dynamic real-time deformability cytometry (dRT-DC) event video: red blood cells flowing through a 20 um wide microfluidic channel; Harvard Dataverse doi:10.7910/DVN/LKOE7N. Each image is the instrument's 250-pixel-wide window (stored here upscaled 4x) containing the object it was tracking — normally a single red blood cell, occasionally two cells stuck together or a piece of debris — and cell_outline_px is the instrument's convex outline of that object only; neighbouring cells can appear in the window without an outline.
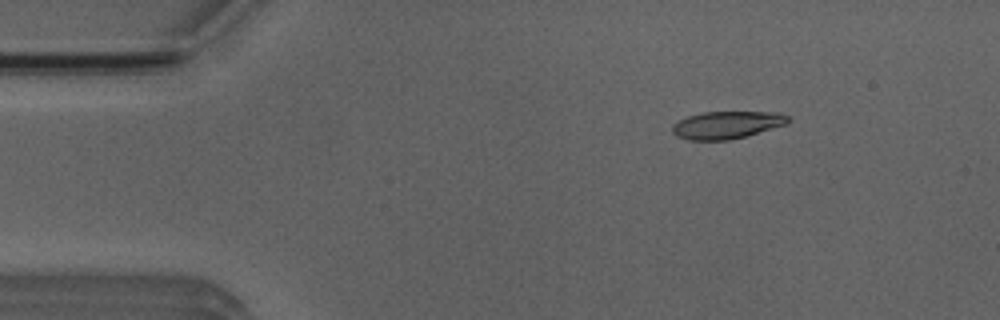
{"species": "Egyptian fruit bat (a non-hibernating species)", "species_latin": "Rousettus aegyptiacus", "temperature_condition": "room temperature", "stored_images_in_passage": 3, "camera_frame_rate_fps": 3000, "um_per_image_px": 0.085, "animal": {"sex": "male"}, "frame": {"image": 1, "passage_image": 1, "time_ms": 0.0, "image_size_px": [1000, 320], "cell_outline_px": [[788, 124], [744, 136], [728, 140], [688, 140], [676, 136], [672, 132], [672, 124], [688, 116], [704, 112], [780, 112], [788, 116]], "centroid_in_image_um": [61.76, 10.62], "position_along_channel_um": 23.2, "area_um2": 18.44}}
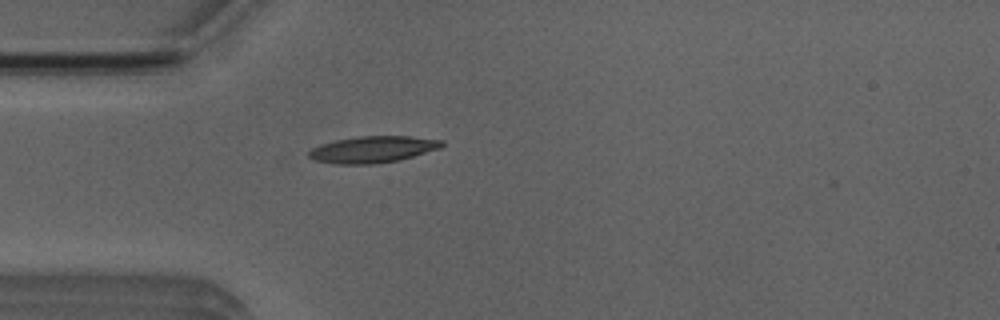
{"frame": {"image": 2, "passage_image": 3, "time_ms": 2.333, "image_size_px": [1000, 320], "cell_outline_px": [[444, 144], [440, 148], [412, 156], [396, 160], [372, 164], [336, 164], [312, 160], [308, 156], [308, 152], [312, 148], [320, 144], [336, 140], [360, 136], [408, 136], [444, 140]], "centroid_in_image_um": [31.65, 12.7], "position_along_channel_um": 53.4, "area_um2": 20.46}}